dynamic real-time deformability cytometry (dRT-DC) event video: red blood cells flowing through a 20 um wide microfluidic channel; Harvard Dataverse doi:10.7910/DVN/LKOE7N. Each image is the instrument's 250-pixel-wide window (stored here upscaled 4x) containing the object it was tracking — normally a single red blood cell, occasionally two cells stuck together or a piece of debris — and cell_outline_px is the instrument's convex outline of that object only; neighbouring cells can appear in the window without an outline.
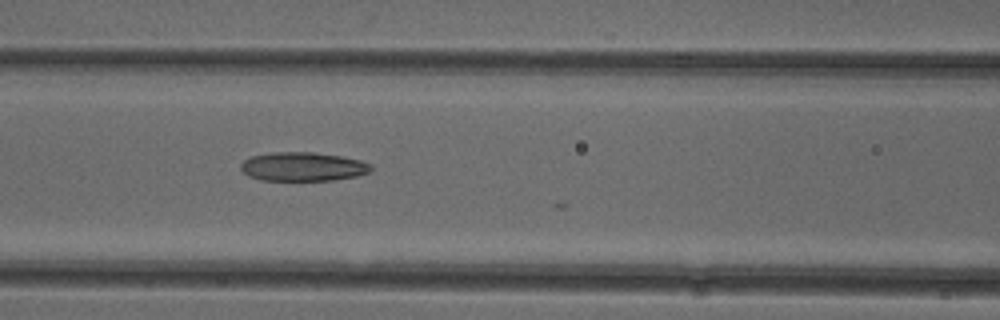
{"species": "common noctule bat (a hibernating species)", "species_latin": "Nyctalus noctula", "temperature_condition": "cold", "stored_images_in_passage": 27, "camera_frame_rate_fps": 3000, "um_per_image_px": 0.085, "animal": {"sex": "female"}, "frame": {"image": 1, "passage_image": 22, "time_ms": 7.0, "image_size_px": [1000, 320], "cell_outline_px": [[372, 168], [368, 172], [356, 176], [332, 180], [260, 180], [248, 176], [240, 168], [240, 164], [244, 160], [252, 156], [272, 152], [312, 152], [340, 156], [360, 160], [372, 164]], "centroid_in_image_um": [25.73, 14.16], "position_along_channel_um": 140.9, "area_um2": 21.85}}
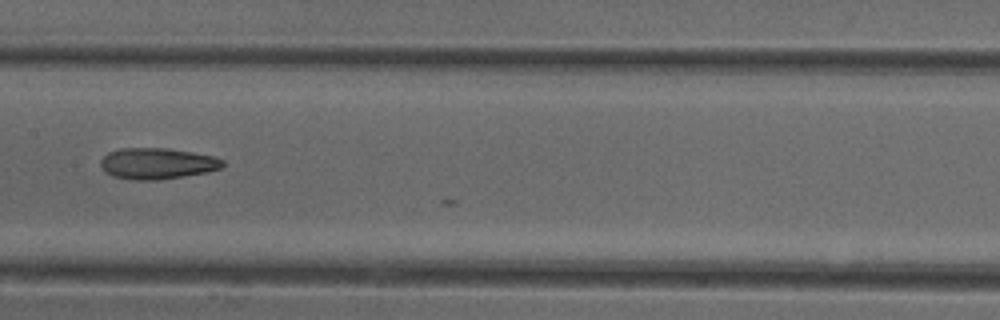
{"frame": {"image": 2, "passage_image": 26, "time_ms": 8.333, "image_size_px": [1000, 320], "cell_outline_px": [[224, 164], [220, 168], [208, 172], [156, 180], [132, 180], [112, 176], [100, 164], [100, 160], [108, 152], [120, 148], [168, 148], [192, 152], [212, 156], [224, 160]], "centroid_in_image_um": [13.36, 13.89], "position_along_channel_um": 194.0, "area_um2": 22.02}}